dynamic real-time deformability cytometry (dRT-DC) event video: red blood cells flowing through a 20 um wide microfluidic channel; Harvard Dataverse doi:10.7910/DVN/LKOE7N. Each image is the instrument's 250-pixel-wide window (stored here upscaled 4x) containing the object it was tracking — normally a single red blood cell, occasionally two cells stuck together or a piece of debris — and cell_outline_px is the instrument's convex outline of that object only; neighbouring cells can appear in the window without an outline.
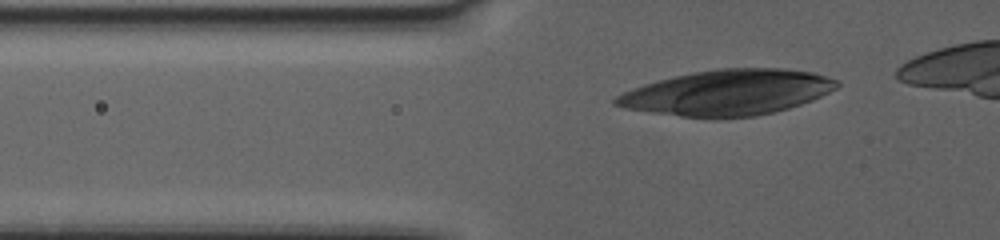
{"species": "human", "species_latin": "Homo sapiens", "temperature_condition": "warm", "stored_images_in_passage": 41, "camera_frame_rate_fps": 3000, "um_per_image_px": 0.085, "donor": {"sex": "female"}, "frame": {"image": 1, "passage_image": 4, "time_ms": 1.0, "image_size_px": [1000, 240], "cell_outline_px": [[840, 84], [836, 88], [820, 96], [800, 104], [788, 108], [756, 116], [716, 120], [708, 120], [624, 108], [612, 104], [612, 100], [616, 96], [624, 92], [644, 84], [692, 72], [720, 68], [780, 68], [812, 72], [836, 80]], "centroid_in_image_um": [61.8, 7.89], "position_along_channel_um": 64.0, "area_um2": 58.67}}
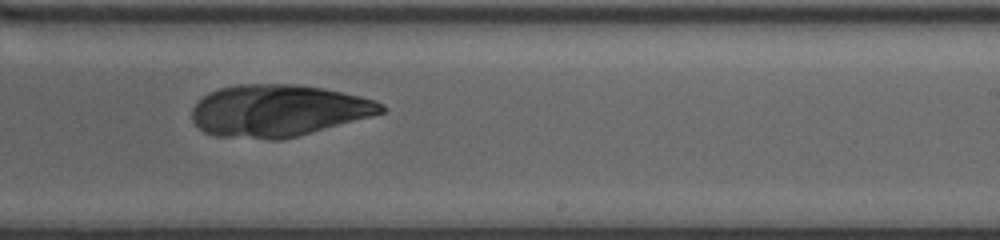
{"frame": {"image": 2, "passage_image": 24, "time_ms": 7.667, "image_size_px": [1000, 240], "cell_outline_px": [[388, 108], [384, 112], [296, 136], [280, 140], [268, 140], [216, 136], [204, 132], [192, 120], [192, 108], [208, 92], [220, 88], [236, 84], [296, 84], [324, 88], [360, 96], [376, 100], [384, 104]], "centroid_in_image_um": [23.63, 9.39], "position_along_channel_um": 265.4, "area_um2": 57.16}}
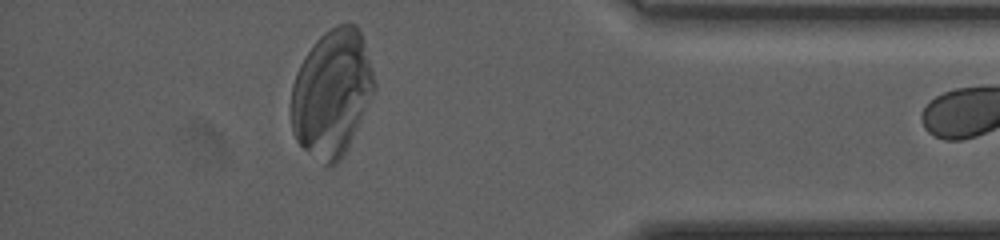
{"frame": {"image": 3, "passage_image": 39, "time_ms": 12.667, "image_size_px": [1000, 240], "cell_outline_px": [[376, 88], [348, 148], [340, 160], [336, 164], [324, 164], [304, 148], [296, 140], [292, 132], [292, 84], [296, 72], [304, 56], [316, 40], [324, 32], [340, 24], [356, 24], [364, 40], [376, 84]], "centroid_in_image_um": [28.21, 7.89], "position_along_channel_um": 407.0, "area_um2": 61.04}}